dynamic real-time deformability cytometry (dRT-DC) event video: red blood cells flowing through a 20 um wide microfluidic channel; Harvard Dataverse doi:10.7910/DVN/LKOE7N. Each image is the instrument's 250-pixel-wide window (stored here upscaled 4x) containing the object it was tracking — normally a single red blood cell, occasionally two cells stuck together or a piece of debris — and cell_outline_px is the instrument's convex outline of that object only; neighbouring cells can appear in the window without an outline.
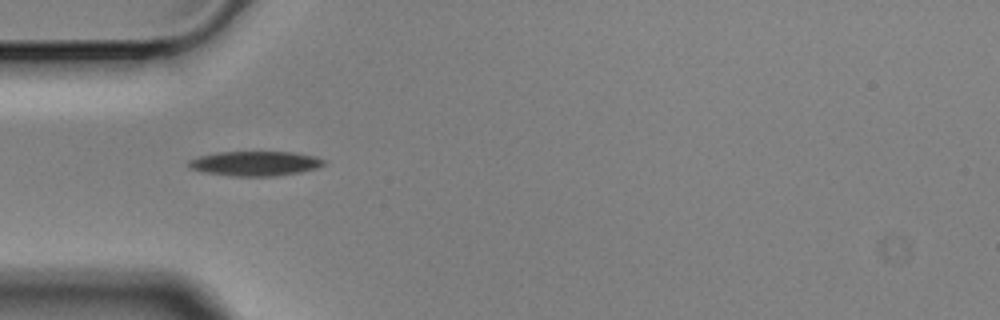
{"species": "Egyptian fruit bat (a non-hibernating species)", "species_latin": "Rousettus aegyptiacus", "temperature_condition": "cold", "stored_images_in_passage": 4, "camera_frame_rate_fps": 3000, "um_per_image_px": 0.085, "animal": {"sex": "male"}, "frame": {"image": 1, "passage_image": 3, "time_ms": 0.667, "image_size_px": [1000, 320], "cell_outline_px": [[324, 164], [320, 168], [300, 172], [276, 176], [228, 176], [204, 172], [188, 168], [184, 164], [188, 160], [200, 156], [216, 152], [296, 152], [316, 156], [324, 160]], "centroid_in_image_um": [21.66, 13.9], "position_along_channel_um": 63.3, "area_um2": 19.77}}
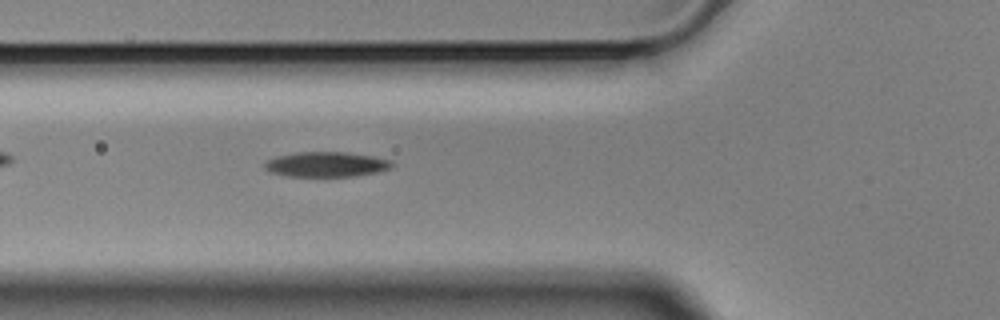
{"frame": {"image": 2, "passage_image": 4, "time_ms": 1.0, "image_size_px": [1000, 320], "cell_outline_px": [[396, 164], [392, 168], [380, 172], [356, 176], [288, 176], [272, 172], [264, 168], [264, 164], [268, 160], [276, 156], [296, 152], [348, 152], [372, 156], [392, 160]], "centroid_in_image_um": [27.81, 13.97], "position_along_channel_um": 98.0, "area_um2": 18.73}}